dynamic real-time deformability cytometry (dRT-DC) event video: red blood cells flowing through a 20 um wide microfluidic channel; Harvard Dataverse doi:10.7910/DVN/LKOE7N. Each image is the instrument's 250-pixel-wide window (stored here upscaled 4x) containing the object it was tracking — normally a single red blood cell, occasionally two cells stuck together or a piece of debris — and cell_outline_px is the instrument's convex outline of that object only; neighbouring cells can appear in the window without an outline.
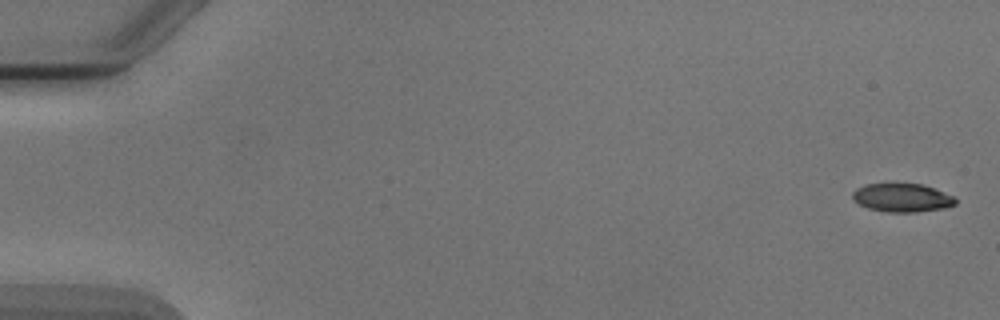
{"species": "Egyptian fruit bat (a non-hibernating species)", "species_latin": "Rousettus aegyptiacus", "temperature_condition": "cold", "stored_images_in_passage": 53, "camera_frame_rate_fps": 3000, "um_per_image_px": 0.085, "animal": {"sex": "male"}, "frame": {"image": 1, "passage_image": 1, "time_ms": 0.0, "image_size_px": [1000, 320], "cell_outline_px": [[956, 204], [944, 208], [916, 212], [888, 212], [868, 208], [852, 200], [852, 192], [856, 188], [864, 184], [924, 184], [956, 196]], "centroid_in_image_um": [76.69, 16.8], "position_along_channel_um": 8.3, "area_um2": 17.22}}
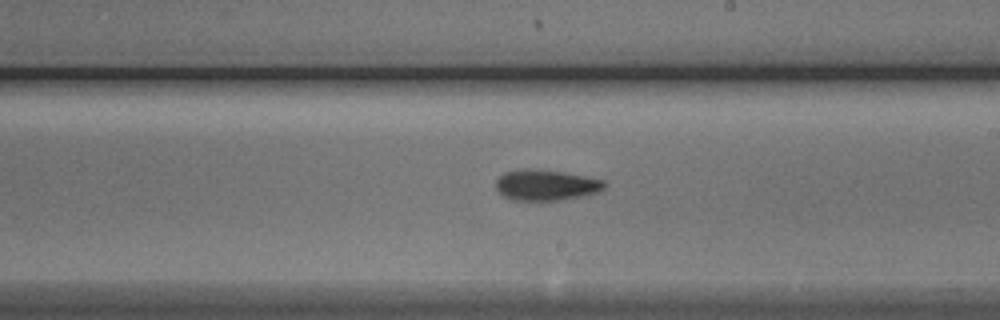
{"frame": {"image": 2, "passage_image": 31, "time_ms": 10.0, "image_size_px": [1000, 320], "cell_outline_px": [[608, 184], [600, 192], [584, 196], [560, 200], [512, 200], [504, 196], [496, 188], [496, 180], [504, 172], [520, 168], [532, 168], [564, 172], [604, 180]], "centroid_in_image_um": [46.43, 15.72], "position_along_channel_um": 242.6, "area_um2": 19.71}}
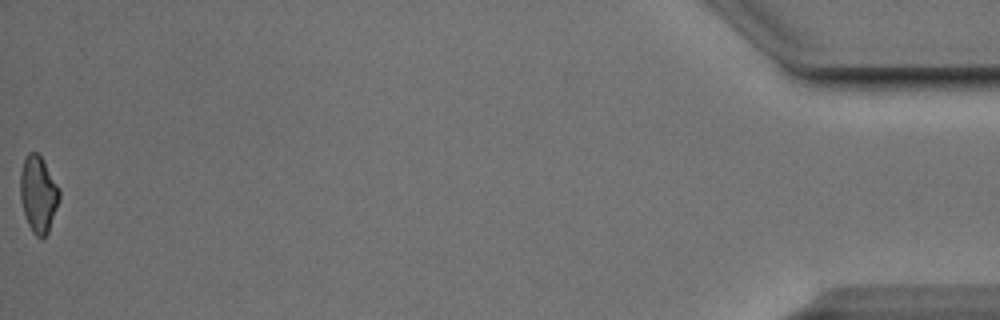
{"frame": {"image": 3, "passage_image": 53, "time_ms": 17.333, "image_size_px": [1000, 320], "cell_outline_px": [[60, 200], [48, 232], [44, 236], [36, 236], [32, 232], [28, 224], [20, 200], [20, 172], [24, 160], [28, 152], [36, 152], [40, 156], [60, 188]], "centroid_in_image_um": [3.26, 16.5], "position_along_channel_um": 431.9, "area_um2": 17.34}, "authors_computed_cell_mechanics": {"area_um2": 18.3804, "velocity_mm_per_s": 3.8998, "shape_relaxation_time_tau1_ms": 3.7267, "shape_relaxation_time_tau2_ms": 8.5799, "deformation_change_tau1": 0.105, "deformation_change_tau2": 0.1779}}